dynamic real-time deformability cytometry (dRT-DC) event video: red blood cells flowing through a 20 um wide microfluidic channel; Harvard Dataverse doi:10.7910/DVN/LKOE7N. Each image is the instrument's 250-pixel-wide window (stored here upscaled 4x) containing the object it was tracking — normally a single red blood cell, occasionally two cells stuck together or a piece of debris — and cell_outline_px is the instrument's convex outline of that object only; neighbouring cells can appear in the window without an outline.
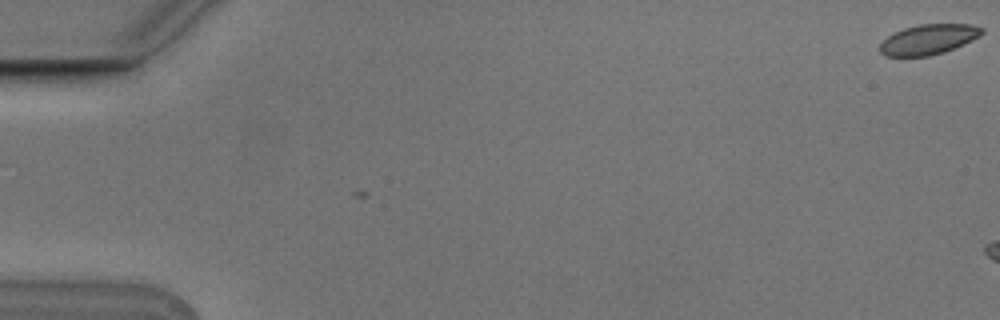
{"species": "Egyptian fruit bat (a non-hibernating species)", "species_latin": "Rousettus aegyptiacus", "temperature_condition": "cold", "stored_images_in_passage": 3, "camera_frame_rate_fps": 3000, "um_per_image_px": 0.085, "animal": {"sex": "male"}, "frame": {"image": 1, "passage_image": 1, "time_ms": 0.0, "image_size_px": [1000, 320], "cell_outline_px": [[984, 32], [980, 36], [972, 40], [944, 52], [928, 56], [884, 56], [880, 52], [880, 44], [888, 36], [904, 28], [920, 24], [972, 24], [984, 28]], "centroid_in_image_um": [78.94, 3.34], "position_along_channel_um": 6.1, "area_um2": 17.8}}